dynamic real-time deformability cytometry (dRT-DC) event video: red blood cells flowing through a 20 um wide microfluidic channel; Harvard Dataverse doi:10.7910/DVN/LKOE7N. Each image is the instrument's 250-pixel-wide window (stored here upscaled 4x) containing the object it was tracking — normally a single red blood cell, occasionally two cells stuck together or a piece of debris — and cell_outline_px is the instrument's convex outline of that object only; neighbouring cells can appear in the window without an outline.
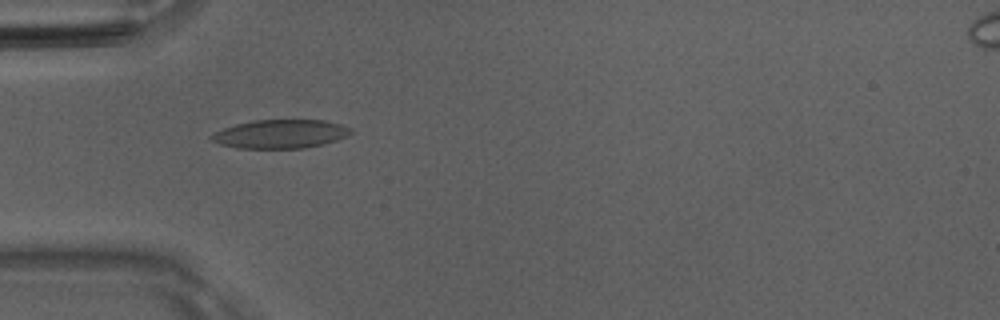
{"species": "Egyptian fruit bat (a non-hibernating species)", "species_latin": "Rousettus aegyptiacus", "temperature_condition": "room temperature", "stored_images_in_passage": 35, "camera_frame_rate_fps": 3000, "um_per_image_px": 0.085, "animal": {"sex": "male"}, "frame": {"image": 1, "passage_image": 1, "time_ms": 0.0, "image_size_px": [1000, 320], "cell_outline_px": [[352, 132], [336, 140], [324, 144], [304, 148], [236, 148], [220, 144], [212, 140], [208, 136], [224, 128], [236, 124], [256, 120], [324, 120], [340, 124], [352, 128]], "centroid_in_image_um": [23.83, 11.39], "position_along_channel_um": 61.2, "area_um2": 23.12}}
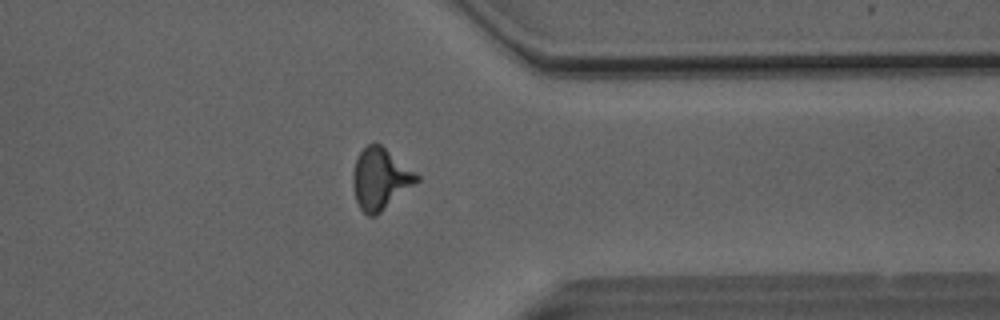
{"frame": {"image": 2, "passage_image": 25, "time_ms": 8.0, "image_size_px": [1000, 320], "cell_outline_px": [[420, 180], [376, 216], [368, 216], [360, 208], [356, 200], [352, 184], [352, 176], [356, 160], [360, 152], [368, 144], [380, 144], [416, 172], [420, 176]], "centroid_in_image_um": [32.33, 15.22], "position_along_channel_um": 379.1, "area_um2": 22.6}}
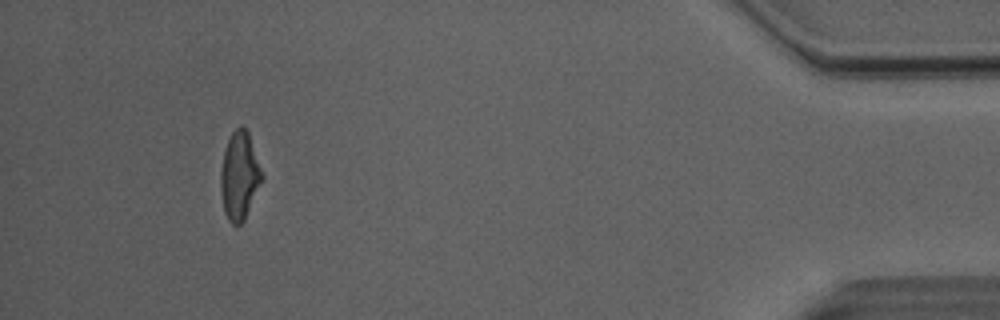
{"frame": {"image": 3, "passage_image": 32, "time_ms": 10.333, "image_size_px": [1000, 320], "cell_outline_px": [[264, 180], [244, 220], [240, 224], [232, 224], [228, 220], [224, 212], [220, 188], [220, 172], [224, 152], [228, 140], [232, 132], [240, 124], [248, 132], [264, 176]], "centroid_in_image_um": [20.37, 14.96], "position_along_channel_um": 414.8, "area_um2": 21.27}, "authors_computed_cell_mechanics": {"area_um2": 21.5594, "velocity_mm_per_s": 4.0908, "shape_relaxation_time_tau1_ms": 6.5494, "shape_relaxation_time_tau2_ms": 1.8563, "deformation_change_tau1": 0.1579, "deformation_change_tau2": 0.098}}